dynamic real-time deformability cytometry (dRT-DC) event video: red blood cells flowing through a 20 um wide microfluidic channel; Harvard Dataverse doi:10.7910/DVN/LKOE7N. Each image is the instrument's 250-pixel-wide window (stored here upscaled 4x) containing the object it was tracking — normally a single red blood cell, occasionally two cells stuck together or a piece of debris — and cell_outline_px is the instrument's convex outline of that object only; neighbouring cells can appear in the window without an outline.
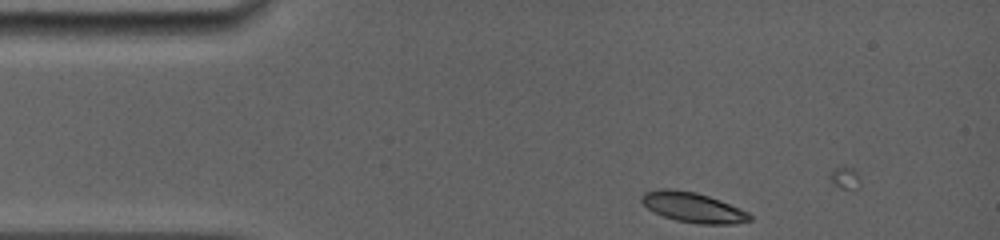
{"species": "common noctule bat (a hibernating species)", "species_latin": "Nyctalus noctula", "temperature_condition": "room temperature", "stored_images_in_passage": 10, "camera_frame_rate_fps": 5000, "um_per_image_px": 0.085, "animal": {"sex": "female", "body_mass_g": 19.0, "forearm_length_mm": 56.7}, "frame": {"image": 1, "passage_image": 2, "time_ms": 0.2, "image_size_px": [1000, 240], "cell_outline_px": [[752, 220], [732, 224], [700, 224], [676, 220], [664, 216], [648, 208], [640, 200], [640, 196], [644, 192], [660, 188], [672, 188], [696, 192], [720, 200], [740, 208], [748, 212], [752, 216]], "centroid_in_image_um": [58.9, 17.61], "position_along_channel_um": 26.1, "area_um2": 18.96}}